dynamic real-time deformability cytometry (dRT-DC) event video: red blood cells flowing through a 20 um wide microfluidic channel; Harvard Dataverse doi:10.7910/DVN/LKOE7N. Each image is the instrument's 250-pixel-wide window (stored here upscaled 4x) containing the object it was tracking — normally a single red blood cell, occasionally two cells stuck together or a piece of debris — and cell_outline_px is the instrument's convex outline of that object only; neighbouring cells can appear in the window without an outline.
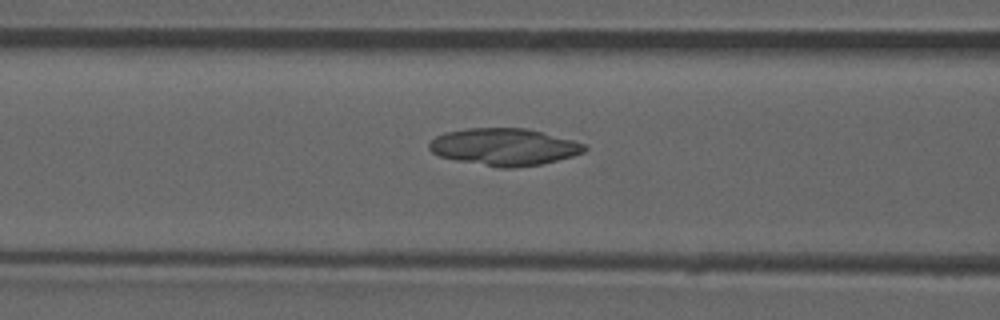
{"species": "common noctule bat (a hibernating species)", "species_latin": "Nyctalus noctula", "temperature_condition": "room temperature", "stored_images_in_passage": 39, "camera_frame_rate_fps": 3000, "um_per_image_px": 0.085, "animal": {"sex": "male", "forearm_length_mm": 52.5}, "frame": {"image": 1, "passage_image": 12, "time_ms": 3.667, "image_size_px": [1000, 320], "cell_outline_px": [[588, 148], [584, 152], [572, 156], [540, 164], [512, 168], [500, 168], [456, 160], [440, 156], [432, 152], [428, 148], [428, 144], [436, 136], [444, 132], [468, 128], [524, 128], [544, 132], [572, 140], [584, 144]], "centroid_in_image_um": [42.84, 12.48], "position_along_channel_um": 123.8, "area_um2": 33.47}}